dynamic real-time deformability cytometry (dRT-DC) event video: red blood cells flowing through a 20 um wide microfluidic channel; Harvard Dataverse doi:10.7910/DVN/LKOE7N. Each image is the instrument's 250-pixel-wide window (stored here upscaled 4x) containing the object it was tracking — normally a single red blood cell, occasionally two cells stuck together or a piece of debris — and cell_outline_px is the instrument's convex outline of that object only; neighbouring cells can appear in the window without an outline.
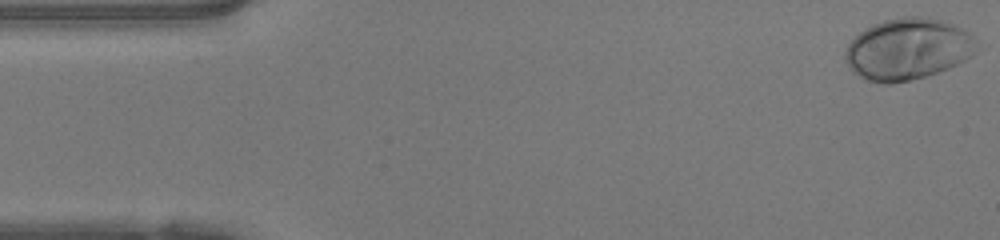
{"species": "human", "species_latin": "Homo sapiens", "temperature_condition": "warm", "stored_images_in_passage": 47, "camera_frame_rate_fps": 3000, "um_per_image_px": 0.085, "donor": {"sex": "female"}, "frame": {"image": 1, "passage_image": 1, "time_ms": 0.0, "image_size_px": [1000, 240], "cell_outline_px": [[980, 44], [964, 60], [948, 68], [924, 76], [908, 80], [888, 84], [884, 84], [868, 80], [860, 76], [848, 64], [844, 56], [848, 44], [860, 32], [884, 20], [904, 16], [920, 16], [940, 20], [952, 24], [968, 32]], "centroid_in_image_um": [77.17, 4.16], "position_along_channel_um": 7.8, "area_um2": 46.24}}
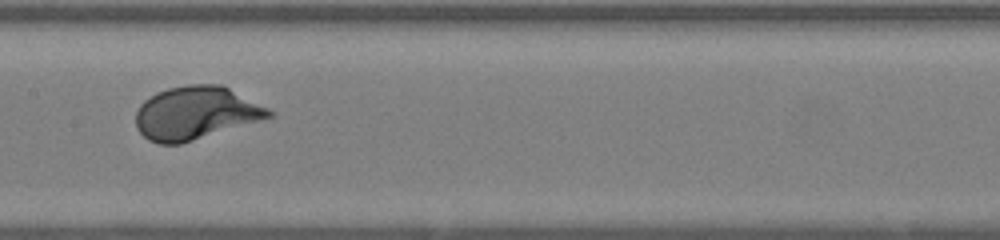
{"frame": {"image": 2, "passage_image": 23, "time_ms": 7.333, "image_size_px": [1000, 240], "cell_outline_px": [[276, 112], [272, 116], [180, 144], [160, 144], [148, 140], [136, 128], [136, 112], [140, 104], [144, 100], [156, 92], [168, 88], [188, 84], [220, 84]], "centroid_in_image_um": [16.59, 9.6], "position_along_channel_um": 190.8, "area_um2": 40.75}}
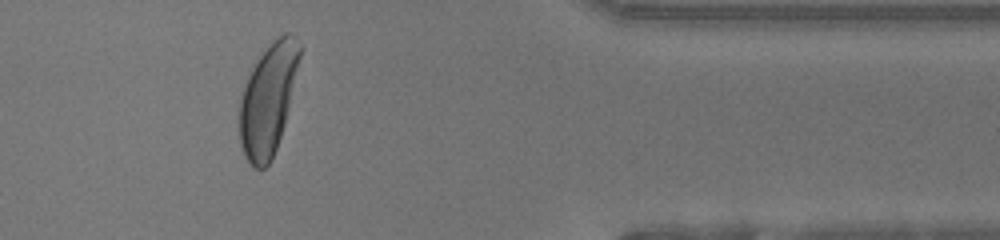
{"frame": {"image": 3, "passage_image": 39, "time_ms": 12.667, "image_size_px": [1000, 240], "cell_outline_px": [[304, 48], [284, 124], [276, 148], [268, 164], [264, 168], [252, 168], [244, 156], [240, 144], [240, 100], [244, 84], [252, 68], [260, 56], [272, 40], [276, 36], [284, 32], [288, 32], [296, 36]], "centroid_in_image_um": [22.82, 8.37], "position_along_channel_um": 388.6, "area_um2": 39.19}, "authors_computed_cell_mechanics": {"area_um2": 41.1536, "velocity_mm_per_s": 4.1993, "shape_relaxation_time_tau1_ms": 1.6116, "shape_relaxation_time_tau2_ms": null, "deformation_change_tau1": 0.1368, "deformation_change_tau2": null}}